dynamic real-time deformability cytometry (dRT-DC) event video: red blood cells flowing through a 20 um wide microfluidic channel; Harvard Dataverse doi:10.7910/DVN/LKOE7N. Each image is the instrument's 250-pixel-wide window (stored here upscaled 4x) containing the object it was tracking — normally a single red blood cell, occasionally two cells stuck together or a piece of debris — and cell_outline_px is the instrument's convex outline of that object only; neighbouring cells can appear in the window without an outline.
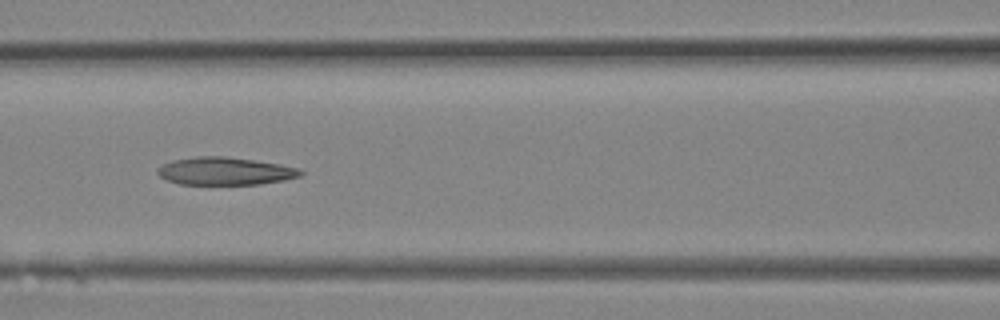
{"species": "Egyptian fruit bat (a non-hibernating species)", "species_latin": "Rousettus aegyptiacus", "temperature_condition": "room temperature", "stored_images_in_passage": 17, "camera_frame_rate_fps": 3000, "um_per_image_px": 0.085, "animal": {"sex": "female"}, "frame": {"image": 1, "passage_image": 12, "time_ms": 3.667, "image_size_px": [1000, 320], "cell_outline_px": [[304, 172], [300, 176], [284, 180], [260, 184], [180, 184], [168, 180], [160, 176], [156, 172], [156, 168], [172, 160], [196, 156], [224, 156], [280, 164], [300, 168]], "centroid_in_image_um": [19.13, 14.54], "position_along_channel_um": 147.5, "area_um2": 23.06}}
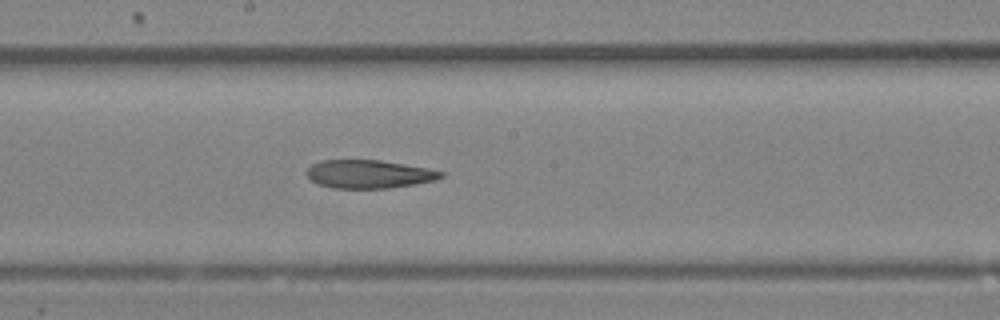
{"frame": {"image": 2, "passage_image": 15, "time_ms": 4.667, "image_size_px": [1000, 320], "cell_outline_px": [[444, 176], [436, 180], [416, 184], [388, 188], [332, 188], [316, 184], [304, 172], [312, 164], [320, 160], [380, 160], [428, 168], [444, 172]], "centroid_in_image_um": [31.35, 14.8], "position_along_channel_um": 216.9, "area_um2": 22.25}}
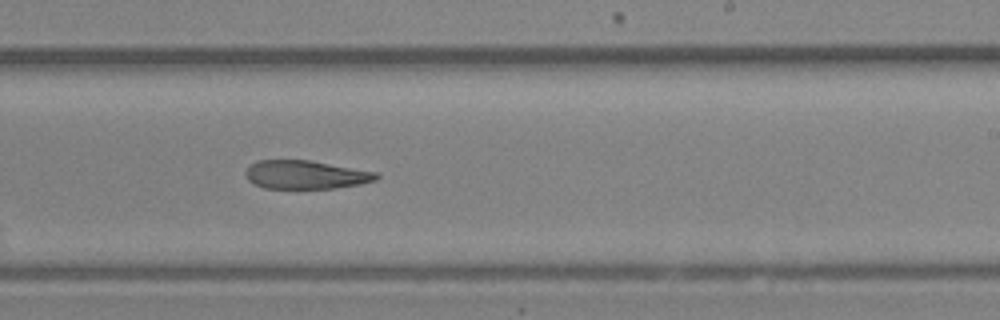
{"frame": {"image": 3, "passage_image": 17, "time_ms": 5.333, "image_size_px": [1000, 320], "cell_outline_px": [[380, 176], [376, 180], [360, 184], [336, 188], [264, 188], [252, 184], [248, 180], [244, 172], [252, 164], [260, 160], [308, 160], [376, 172]], "centroid_in_image_um": [25.96, 14.86], "position_along_channel_um": 263.0, "area_um2": 21.56}}